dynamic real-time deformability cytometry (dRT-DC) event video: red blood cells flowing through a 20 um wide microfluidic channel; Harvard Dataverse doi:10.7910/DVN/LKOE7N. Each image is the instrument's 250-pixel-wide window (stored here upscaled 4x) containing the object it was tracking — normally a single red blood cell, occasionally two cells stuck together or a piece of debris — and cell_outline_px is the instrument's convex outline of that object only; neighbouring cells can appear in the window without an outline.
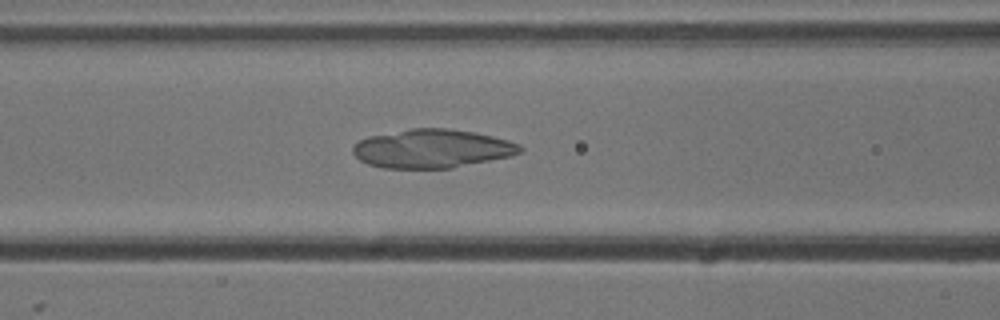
{"species": "common noctule bat (a hibernating species)", "species_latin": "Nyctalus noctula", "temperature_condition": "cold", "stored_images_in_passage": 54, "camera_frame_rate_fps": 3000, "um_per_image_px": 0.085, "animal": {"sex": "male", "body_mass_g": 13.3}, "frame": {"image": 1, "passage_image": 22, "time_ms": 7.0, "image_size_px": [1000, 320], "cell_outline_px": [[524, 148], [520, 152], [512, 156], [452, 168], [384, 168], [368, 164], [360, 160], [352, 152], [352, 148], [360, 140], [368, 136], [412, 128], [448, 128], [472, 132], [492, 136], [508, 140], [520, 144]], "centroid_in_image_um": [36.74, 12.63], "position_along_channel_um": 129.9, "area_um2": 37.63}}
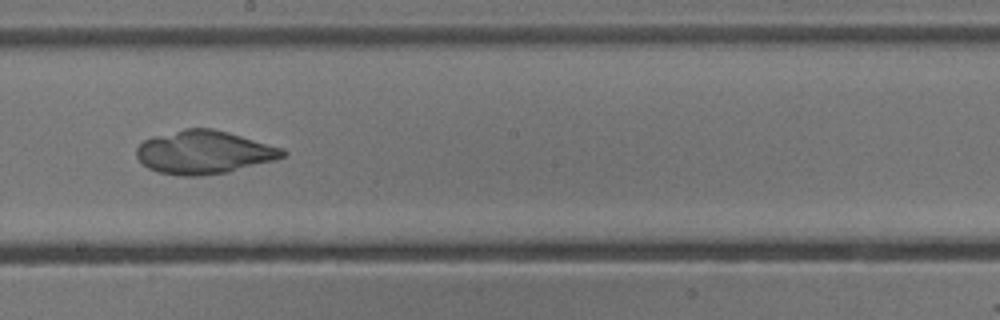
{"frame": {"image": 2, "passage_image": 30, "time_ms": 9.667, "image_size_px": [1000, 320], "cell_outline_px": [[288, 152], [284, 156], [272, 160], [228, 172], [200, 176], [180, 176], [156, 172], [148, 168], [136, 156], [136, 148], [144, 140], [152, 136], [184, 128], [212, 128], [228, 132], [284, 148]], "centroid_in_image_um": [17.31, 12.94], "position_along_channel_um": 230.9, "area_um2": 36.88}}
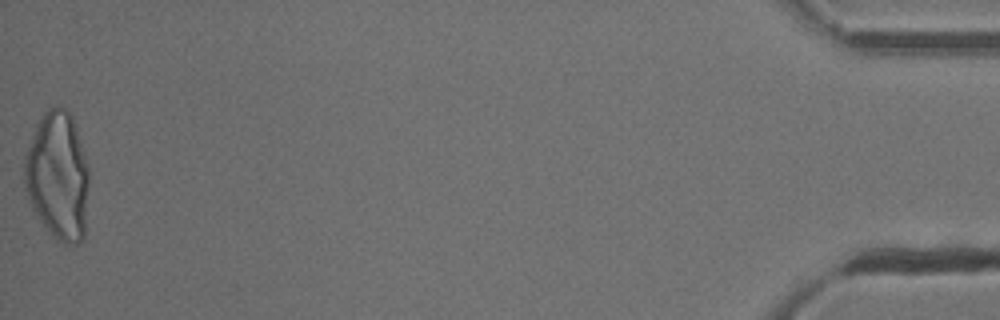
{"frame": {"image": 3, "passage_image": 54, "time_ms": 17.667, "image_size_px": [1000, 320], "cell_outline_px": [[88, 184], [84, 240], [76, 244], [64, 244], [56, 240], [52, 236], [36, 216], [28, 204], [24, 188], [24, 156], [36, 124], [44, 112], [48, 108], [56, 104], [64, 108], [72, 116], [76, 124], [88, 168]], "centroid_in_image_um": [4.89, 14.97], "position_along_channel_um": 430.3, "area_um2": 49.07}}